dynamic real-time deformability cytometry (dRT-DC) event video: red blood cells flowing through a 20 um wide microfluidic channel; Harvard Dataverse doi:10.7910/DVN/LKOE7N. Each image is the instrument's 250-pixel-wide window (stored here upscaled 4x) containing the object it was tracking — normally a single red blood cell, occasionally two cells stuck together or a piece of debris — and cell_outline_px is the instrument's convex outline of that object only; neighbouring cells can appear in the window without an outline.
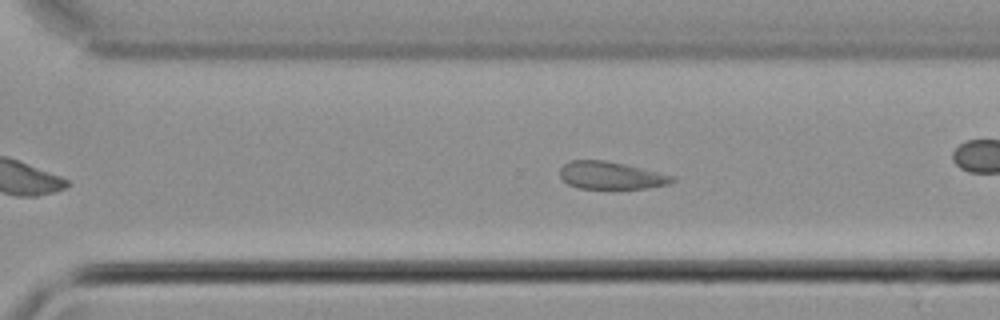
{"species": "common noctule bat (a hibernating species)", "species_latin": "Nyctalus noctula", "temperature_condition": "cold", "stored_images_in_passage": 34, "camera_frame_rate_fps": 3000, "um_per_image_px": 0.085, "animal": {"sex": "male", "body_mass_g": 21.5, "forearm_length_mm": 52.0}, "frame": {"image": 1, "passage_image": 20, "time_ms": 6.333, "image_size_px": [1000, 320], "cell_outline_px": [[676, 180], [668, 184], [648, 188], [580, 188], [568, 184], [560, 176], [560, 168], [568, 160], [604, 160], [624, 164], [676, 176]], "centroid_in_image_um": [51.94, 14.9], "position_along_channel_um": 318.7, "area_um2": 17.92}}